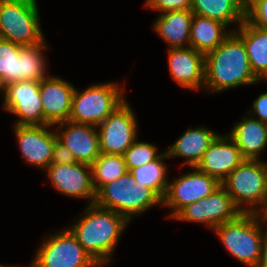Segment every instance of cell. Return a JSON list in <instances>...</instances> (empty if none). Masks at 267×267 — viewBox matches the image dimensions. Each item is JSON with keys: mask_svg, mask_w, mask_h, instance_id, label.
<instances>
[{"mask_svg": "<svg viewBox=\"0 0 267 267\" xmlns=\"http://www.w3.org/2000/svg\"><path fill=\"white\" fill-rule=\"evenodd\" d=\"M0 39L22 46L44 41L36 0H0Z\"/></svg>", "mask_w": 267, "mask_h": 267, "instance_id": "6", "label": "cell"}, {"mask_svg": "<svg viewBox=\"0 0 267 267\" xmlns=\"http://www.w3.org/2000/svg\"><path fill=\"white\" fill-rule=\"evenodd\" d=\"M193 14L217 20L226 26L245 20V0H191Z\"/></svg>", "mask_w": 267, "mask_h": 267, "instance_id": "25", "label": "cell"}, {"mask_svg": "<svg viewBox=\"0 0 267 267\" xmlns=\"http://www.w3.org/2000/svg\"><path fill=\"white\" fill-rule=\"evenodd\" d=\"M192 18L191 10L161 13L153 29L169 43L170 48L184 47V43L188 45L190 42Z\"/></svg>", "mask_w": 267, "mask_h": 267, "instance_id": "24", "label": "cell"}, {"mask_svg": "<svg viewBox=\"0 0 267 267\" xmlns=\"http://www.w3.org/2000/svg\"><path fill=\"white\" fill-rule=\"evenodd\" d=\"M45 170L53 187L59 192L69 197L90 198L89 204L95 203L96 191L93 188L89 164L74 162L66 165H49Z\"/></svg>", "mask_w": 267, "mask_h": 267, "instance_id": "14", "label": "cell"}, {"mask_svg": "<svg viewBox=\"0 0 267 267\" xmlns=\"http://www.w3.org/2000/svg\"><path fill=\"white\" fill-rule=\"evenodd\" d=\"M137 122L125 101L98 127L100 152L123 155L136 141Z\"/></svg>", "mask_w": 267, "mask_h": 267, "instance_id": "11", "label": "cell"}, {"mask_svg": "<svg viewBox=\"0 0 267 267\" xmlns=\"http://www.w3.org/2000/svg\"><path fill=\"white\" fill-rule=\"evenodd\" d=\"M253 111L259 116L255 118L263 123L267 124V92L259 95V97L253 103Z\"/></svg>", "mask_w": 267, "mask_h": 267, "instance_id": "32", "label": "cell"}, {"mask_svg": "<svg viewBox=\"0 0 267 267\" xmlns=\"http://www.w3.org/2000/svg\"><path fill=\"white\" fill-rule=\"evenodd\" d=\"M241 213L232 197L220 186L205 198L186 205L173 218L187 222H203L214 229L219 224L236 219Z\"/></svg>", "mask_w": 267, "mask_h": 267, "instance_id": "10", "label": "cell"}, {"mask_svg": "<svg viewBox=\"0 0 267 267\" xmlns=\"http://www.w3.org/2000/svg\"><path fill=\"white\" fill-rule=\"evenodd\" d=\"M256 267H267V231L263 234L262 250Z\"/></svg>", "mask_w": 267, "mask_h": 267, "instance_id": "33", "label": "cell"}, {"mask_svg": "<svg viewBox=\"0 0 267 267\" xmlns=\"http://www.w3.org/2000/svg\"><path fill=\"white\" fill-rule=\"evenodd\" d=\"M259 216L242 212L236 219L213 230L231 255L248 267H256L262 250L263 234Z\"/></svg>", "mask_w": 267, "mask_h": 267, "instance_id": "3", "label": "cell"}, {"mask_svg": "<svg viewBox=\"0 0 267 267\" xmlns=\"http://www.w3.org/2000/svg\"><path fill=\"white\" fill-rule=\"evenodd\" d=\"M194 171L182 175L168 183L162 204L173 208L174 212L168 216L173 218L182 208L197 202L216 191L221 183L214 177L194 167Z\"/></svg>", "mask_w": 267, "mask_h": 267, "instance_id": "12", "label": "cell"}, {"mask_svg": "<svg viewBox=\"0 0 267 267\" xmlns=\"http://www.w3.org/2000/svg\"><path fill=\"white\" fill-rule=\"evenodd\" d=\"M4 91V88L1 86V83H0V92H3Z\"/></svg>", "mask_w": 267, "mask_h": 267, "instance_id": "35", "label": "cell"}, {"mask_svg": "<svg viewBox=\"0 0 267 267\" xmlns=\"http://www.w3.org/2000/svg\"><path fill=\"white\" fill-rule=\"evenodd\" d=\"M169 68L173 79L185 88L198 90L204 86L205 55L191 47L169 49Z\"/></svg>", "mask_w": 267, "mask_h": 267, "instance_id": "19", "label": "cell"}, {"mask_svg": "<svg viewBox=\"0 0 267 267\" xmlns=\"http://www.w3.org/2000/svg\"><path fill=\"white\" fill-rule=\"evenodd\" d=\"M3 92V109L20 118L15 125H44L39 82H14L4 87Z\"/></svg>", "mask_w": 267, "mask_h": 267, "instance_id": "13", "label": "cell"}, {"mask_svg": "<svg viewBox=\"0 0 267 267\" xmlns=\"http://www.w3.org/2000/svg\"><path fill=\"white\" fill-rule=\"evenodd\" d=\"M117 83L91 85L83 92L76 89L72 98L69 121L99 126L126 100Z\"/></svg>", "mask_w": 267, "mask_h": 267, "instance_id": "7", "label": "cell"}, {"mask_svg": "<svg viewBox=\"0 0 267 267\" xmlns=\"http://www.w3.org/2000/svg\"><path fill=\"white\" fill-rule=\"evenodd\" d=\"M161 155L153 144L137 140L123 154L128 172L157 160Z\"/></svg>", "mask_w": 267, "mask_h": 267, "instance_id": "28", "label": "cell"}, {"mask_svg": "<svg viewBox=\"0 0 267 267\" xmlns=\"http://www.w3.org/2000/svg\"><path fill=\"white\" fill-rule=\"evenodd\" d=\"M44 125L69 121L75 91L71 83L56 77H45L39 82Z\"/></svg>", "mask_w": 267, "mask_h": 267, "instance_id": "16", "label": "cell"}, {"mask_svg": "<svg viewBox=\"0 0 267 267\" xmlns=\"http://www.w3.org/2000/svg\"><path fill=\"white\" fill-rule=\"evenodd\" d=\"M74 162L76 161L72 153L61 142L56 140L50 165H66Z\"/></svg>", "mask_w": 267, "mask_h": 267, "instance_id": "31", "label": "cell"}, {"mask_svg": "<svg viewBox=\"0 0 267 267\" xmlns=\"http://www.w3.org/2000/svg\"><path fill=\"white\" fill-rule=\"evenodd\" d=\"M219 134L200 127L187 130L166 152L167 156L187 157L184 164L196 167L204 152Z\"/></svg>", "mask_w": 267, "mask_h": 267, "instance_id": "22", "label": "cell"}, {"mask_svg": "<svg viewBox=\"0 0 267 267\" xmlns=\"http://www.w3.org/2000/svg\"><path fill=\"white\" fill-rule=\"evenodd\" d=\"M167 157L164 152L157 160L129 171L136 181L135 185L150 188L161 200L165 196L169 183L166 179L167 166L162 162Z\"/></svg>", "mask_w": 267, "mask_h": 267, "instance_id": "26", "label": "cell"}, {"mask_svg": "<svg viewBox=\"0 0 267 267\" xmlns=\"http://www.w3.org/2000/svg\"><path fill=\"white\" fill-rule=\"evenodd\" d=\"M147 7L163 13L178 10H191V0H147Z\"/></svg>", "mask_w": 267, "mask_h": 267, "instance_id": "30", "label": "cell"}, {"mask_svg": "<svg viewBox=\"0 0 267 267\" xmlns=\"http://www.w3.org/2000/svg\"><path fill=\"white\" fill-rule=\"evenodd\" d=\"M245 160L228 135H218L204 152L196 168L222 183Z\"/></svg>", "mask_w": 267, "mask_h": 267, "instance_id": "17", "label": "cell"}, {"mask_svg": "<svg viewBox=\"0 0 267 267\" xmlns=\"http://www.w3.org/2000/svg\"><path fill=\"white\" fill-rule=\"evenodd\" d=\"M58 124L60 128H64L65 125L68 128L56 133L57 140L72 153L76 162L91 165L101 154L96 126L71 121Z\"/></svg>", "mask_w": 267, "mask_h": 267, "instance_id": "18", "label": "cell"}, {"mask_svg": "<svg viewBox=\"0 0 267 267\" xmlns=\"http://www.w3.org/2000/svg\"><path fill=\"white\" fill-rule=\"evenodd\" d=\"M44 241L30 267L98 266L69 229L56 233Z\"/></svg>", "mask_w": 267, "mask_h": 267, "instance_id": "9", "label": "cell"}, {"mask_svg": "<svg viewBox=\"0 0 267 267\" xmlns=\"http://www.w3.org/2000/svg\"><path fill=\"white\" fill-rule=\"evenodd\" d=\"M228 136L245 159L258 160V155L267 145V124L243 116V120L233 127Z\"/></svg>", "mask_w": 267, "mask_h": 267, "instance_id": "20", "label": "cell"}, {"mask_svg": "<svg viewBox=\"0 0 267 267\" xmlns=\"http://www.w3.org/2000/svg\"><path fill=\"white\" fill-rule=\"evenodd\" d=\"M84 213L69 230L98 265L106 264L129 220L95 203Z\"/></svg>", "mask_w": 267, "mask_h": 267, "instance_id": "2", "label": "cell"}, {"mask_svg": "<svg viewBox=\"0 0 267 267\" xmlns=\"http://www.w3.org/2000/svg\"><path fill=\"white\" fill-rule=\"evenodd\" d=\"M257 81L260 80L251 70L245 45L233 31L215 50L205 54L206 90L218 92Z\"/></svg>", "mask_w": 267, "mask_h": 267, "instance_id": "1", "label": "cell"}, {"mask_svg": "<svg viewBox=\"0 0 267 267\" xmlns=\"http://www.w3.org/2000/svg\"><path fill=\"white\" fill-rule=\"evenodd\" d=\"M227 26L217 20L193 14L189 47L204 55L215 50L229 35Z\"/></svg>", "mask_w": 267, "mask_h": 267, "instance_id": "23", "label": "cell"}, {"mask_svg": "<svg viewBox=\"0 0 267 267\" xmlns=\"http://www.w3.org/2000/svg\"><path fill=\"white\" fill-rule=\"evenodd\" d=\"M221 186L241 212L256 213L258 210L251 206H263L267 196V173L264 162L246 159L224 179ZM243 203H247L250 208L242 209Z\"/></svg>", "mask_w": 267, "mask_h": 267, "instance_id": "8", "label": "cell"}, {"mask_svg": "<svg viewBox=\"0 0 267 267\" xmlns=\"http://www.w3.org/2000/svg\"><path fill=\"white\" fill-rule=\"evenodd\" d=\"M45 41L22 46L11 41L0 39V83L7 85L26 80L40 82L46 77V62L42 50L46 49Z\"/></svg>", "mask_w": 267, "mask_h": 267, "instance_id": "5", "label": "cell"}, {"mask_svg": "<svg viewBox=\"0 0 267 267\" xmlns=\"http://www.w3.org/2000/svg\"><path fill=\"white\" fill-rule=\"evenodd\" d=\"M127 172L116 180L103 185L96 192L95 204L125 216L129 221L162 200L148 187H138Z\"/></svg>", "mask_w": 267, "mask_h": 267, "instance_id": "4", "label": "cell"}, {"mask_svg": "<svg viewBox=\"0 0 267 267\" xmlns=\"http://www.w3.org/2000/svg\"><path fill=\"white\" fill-rule=\"evenodd\" d=\"M245 20L261 29H267V0H245Z\"/></svg>", "mask_w": 267, "mask_h": 267, "instance_id": "29", "label": "cell"}, {"mask_svg": "<svg viewBox=\"0 0 267 267\" xmlns=\"http://www.w3.org/2000/svg\"><path fill=\"white\" fill-rule=\"evenodd\" d=\"M90 166L92 184L96 192L103 185L116 180L128 172L124 156L120 154L101 153Z\"/></svg>", "mask_w": 267, "mask_h": 267, "instance_id": "27", "label": "cell"}, {"mask_svg": "<svg viewBox=\"0 0 267 267\" xmlns=\"http://www.w3.org/2000/svg\"><path fill=\"white\" fill-rule=\"evenodd\" d=\"M52 125H14L20 150L29 164L46 169L52 161L56 132L47 130ZM47 128V129H46Z\"/></svg>", "mask_w": 267, "mask_h": 267, "instance_id": "15", "label": "cell"}, {"mask_svg": "<svg viewBox=\"0 0 267 267\" xmlns=\"http://www.w3.org/2000/svg\"><path fill=\"white\" fill-rule=\"evenodd\" d=\"M263 210V211H262ZM261 211L263 213H261ZM256 214L259 216L260 220H264V222L266 221L267 222V196H266V199H265V202L263 204V206L261 207V210L260 211H257ZM262 215V216H261ZM262 218H261V217Z\"/></svg>", "mask_w": 267, "mask_h": 267, "instance_id": "34", "label": "cell"}, {"mask_svg": "<svg viewBox=\"0 0 267 267\" xmlns=\"http://www.w3.org/2000/svg\"><path fill=\"white\" fill-rule=\"evenodd\" d=\"M233 31L244 43L254 75L261 81L267 79V29L257 28L244 20Z\"/></svg>", "mask_w": 267, "mask_h": 267, "instance_id": "21", "label": "cell"}]
</instances>
